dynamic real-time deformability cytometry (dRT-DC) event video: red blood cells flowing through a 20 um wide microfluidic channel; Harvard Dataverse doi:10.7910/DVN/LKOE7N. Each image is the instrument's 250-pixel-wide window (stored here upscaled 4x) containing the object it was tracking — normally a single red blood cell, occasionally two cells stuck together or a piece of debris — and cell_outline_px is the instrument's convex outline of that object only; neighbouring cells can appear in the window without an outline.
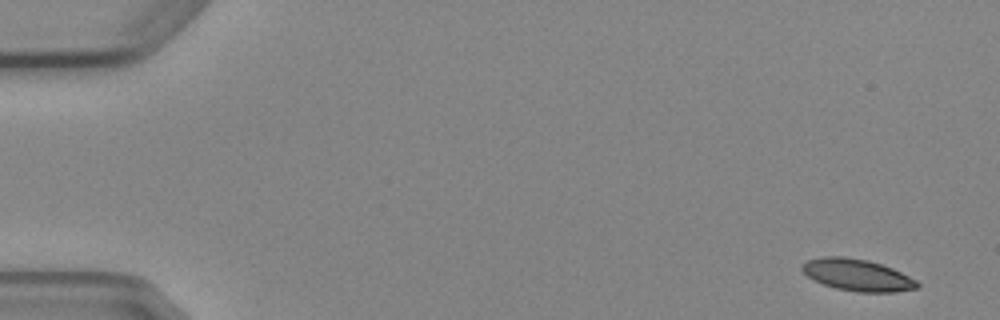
{"species": "Egyptian fruit bat (a non-hibernating species)", "species_latin": "Rousettus aegyptiacus", "temperature_condition": "cold", "stored_images_in_passage": 4, "camera_frame_rate_fps": 3000, "um_per_image_px": 0.085, "animal": {"sex": "female"}, "frame": {"image": 1, "passage_image": 1, "time_ms": 0.0, "image_size_px": [1000, 320], "cell_outline_px": [[920, 288], [896, 292], [856, 292], [836, 288], [812, 280], [800, 268], [808, 260], [820, 256], [844, 256], [868, 260], [892, 268], [916, 280], [920, 284]], "centroid_in_image_um": [72.88, 23.38], "position_along_channel_um": 12.1, "area_um2": 21.39}}
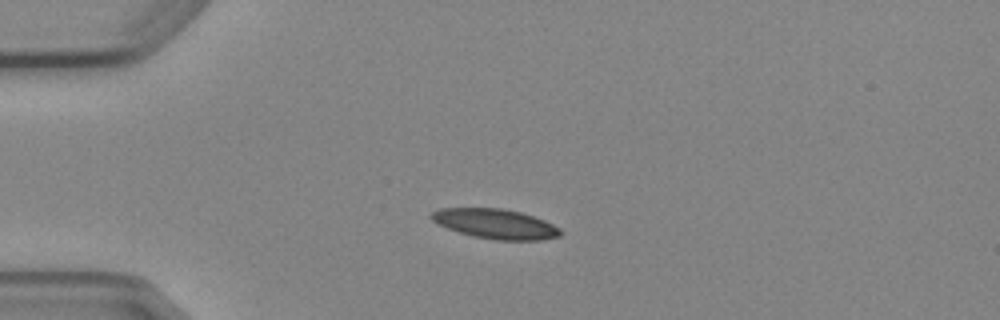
{"frame": {"image": 2, "passage_image": 4, "time_ms": 3.667, "image_size_px": [1000, 320], "cell_outline_px": [[560, 236], [540, 240], [496, 240], [472, 236], [448, 228], [432, 220], [428, 216], [432, 212], [440, 208], [500, 208], [520, 212], [544, 220], [560, 228]], "centroid_in_image_um": [42.1, 19.02], "position_along_channel_um": 42.9, "area_um2": 22.2}}